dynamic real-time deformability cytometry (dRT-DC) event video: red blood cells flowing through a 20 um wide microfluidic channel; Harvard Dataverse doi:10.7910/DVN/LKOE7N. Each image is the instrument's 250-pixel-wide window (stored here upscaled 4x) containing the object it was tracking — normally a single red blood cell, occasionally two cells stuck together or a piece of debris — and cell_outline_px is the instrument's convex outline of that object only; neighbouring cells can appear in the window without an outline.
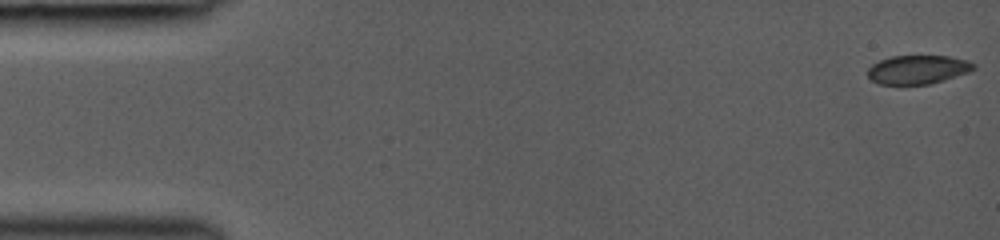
{"species": "common noctule bat (a hibernating species)", "species_latin": "Nyctalus noctula", "temperature_condition": "room temperature", "stored_images_in_passage": 35, "camera_frame_rate_fps": 3000, "um_per_image_px": 0.085, "animal": {"sex": "female", "body_mass_g": 19.0, "forearm_length_mm": 53.3}, "frame": {"image": 1, "passage_image": 1, "time_ms": 0.0, "image_size_px": [1000, 240], "cell_outline_px": [[976, 68], [968, 72], [944, 80], [928, 84], [880, 84], [872, 80], [868, 76], [868, 68], [872, 64], [880, 60], [892, 56], [948, 56], [968, 60], [976, 64]], "centroid_in_image_um": [78.03, 5.91], "position_along_channel_um": 7.0, "area_um2": 17.69}}
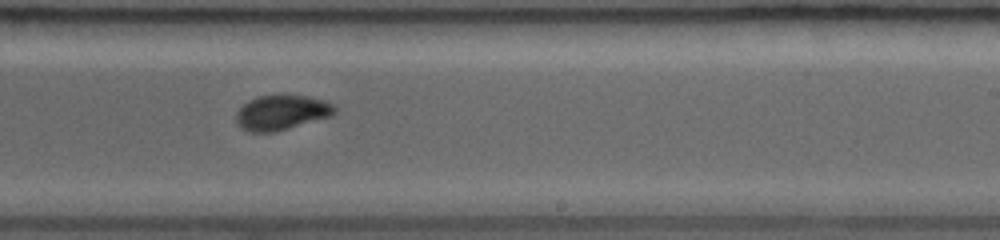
{"frame": {"image": 2, "passage_image": 21, "time_ms": 9.333, "image_size_px": [1000, 240], "cell_outline_px": [[336, 112], [332, 116], [276, 132], [248, 132], [240, 128], [236, 124], [236, 112], [248, 100], [256, 96], [280, 92], [308, 96], [324, 100], [336, 104]], "centroid_in_image_um": [23.94, 9.53], "position_along_channel_um": 265.1, "area_um2": 20.98}}
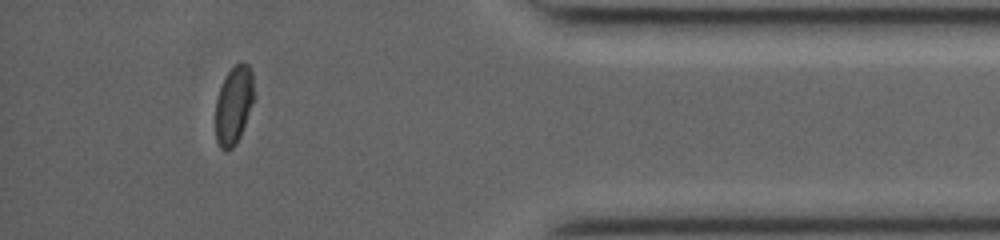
{"frame": {"image": 3, "passage_image": 33, "time_ms": 13.333, "image_size_px": [1000, 240], "cell_outline_px": [[256, 96], [240, 136], [236, 144], [228, 152], [224, 152], [220, 148], [216, 140], [216, 100], [224, 76], [240, 60], [244, 60], [252, 68]], "centroid_in_image_um": [19.91, 8.89], "position_along_channel_um": 415.3, "area_um2": 18.15}}